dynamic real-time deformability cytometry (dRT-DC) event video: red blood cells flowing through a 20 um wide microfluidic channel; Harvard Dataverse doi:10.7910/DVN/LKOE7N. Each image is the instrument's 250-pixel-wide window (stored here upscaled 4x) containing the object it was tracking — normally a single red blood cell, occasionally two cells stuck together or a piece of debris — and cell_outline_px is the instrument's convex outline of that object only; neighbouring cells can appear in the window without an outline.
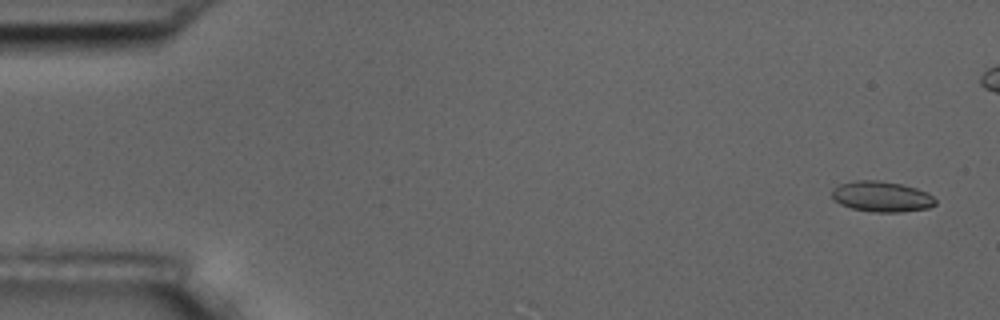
{"species": "common noctule bat (a hibernating species)", "species_latin": "Nyctalus noctula", "temperature_condition": "room temperature", "stored_images_in_passage": 6, "camera_frame_rate_fps": 3000, "um_per_image_px": 0.085, "animal": {"sex": "male", "body_mass_g": 17.5, "forearm_length_mm": 52.3}, "frame": {"image": 1, "passage_image": 1, "time_ms": 0.0, "image_size_px": [1000, 320], "cell_outline_px": [[936, 204], [928, 208], [900, 212], [872, 212], [852, 208], [840, 204], [832, 196], [832, 188], [840, 184], [856, 180], [880, 180], [900, 184], [916, 188], [928, 192], [936, 200]], "centroid_in_image_um": [74.95, 16.7], "position_along_channel_um": 10.1, "area_um2": 18.44}}